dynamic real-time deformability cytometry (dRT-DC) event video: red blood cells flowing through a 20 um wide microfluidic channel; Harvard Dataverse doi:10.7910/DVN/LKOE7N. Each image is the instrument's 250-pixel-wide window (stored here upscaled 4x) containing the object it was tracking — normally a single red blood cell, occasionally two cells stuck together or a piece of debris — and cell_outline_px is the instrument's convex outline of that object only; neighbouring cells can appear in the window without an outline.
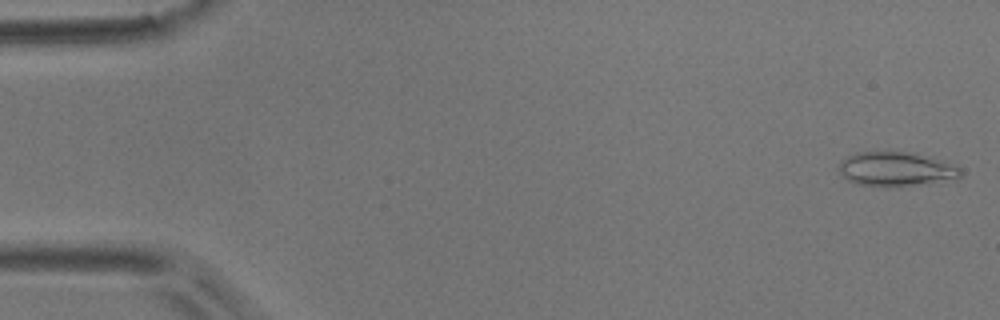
{"species": "common noctule bat (a hibernating species)", "species_latin": "Nyctalus noctula", "temperature_condition": "room temperature", "stored_images_in_passage": 53, "camera_frame_rate_fps": 3000, "um_per_image_px": 0.085, "animal": {"sex": "male", "body_mass_g": 17.9}, "frame": {"image": 1, "passage_image": 1, "time_ms": 0.0, "image_size_px": [1000, 320], "cell_outline_px": [[960, 176], [912, 184], [856, 184], [848, 180], [840, 172], [840, 160], [856, 152], [904, 152], [940, 160], [956, 164], [960, 168]], "centroid_in_image_um": [76.08, 14.32], "position_along_channel_um": 8.9, "area_um2": 22.72}}
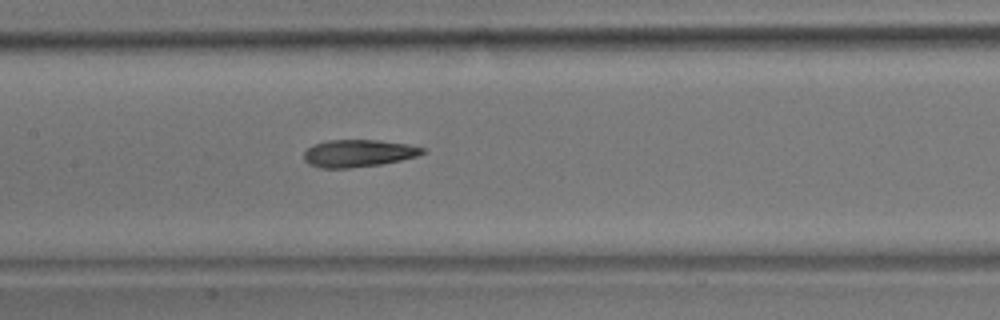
{"frame": {"image": 2, "passage_image": 25, "time_ms": 8.0, "image_size_px": [1000, 320], "cell_outline_px": [[424, 152], [416, 156], [400, 160], [380, 164], [348, 168], [320, 168], [308, 164], [304, 160], [304, 152], [308, 148], [316, 144], [328, 140], [380, 140], [408, 144], [424, 148]], "centroid_in_image_um": [30.43, 13.03], "position_along_channel_um": 177.0, "area_um2": 18.73}}
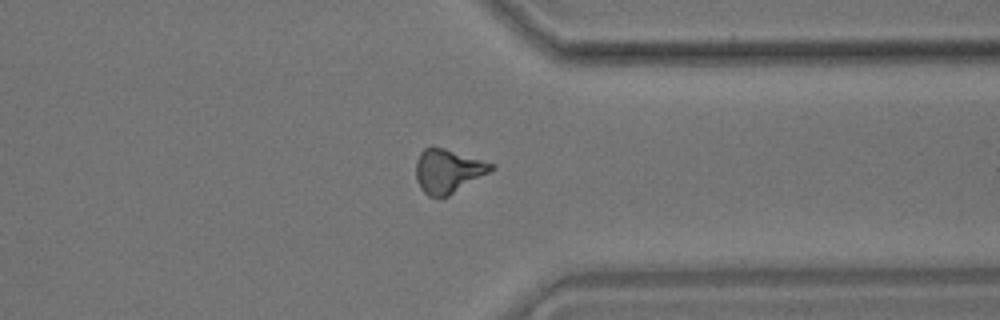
{"frame": {"image": 3, "passage_image": 41, "time_ms": 13.333, "image_size_px": [1000, 320], "cell_outline_px": [[496, 168], [448, 196], [428, 196], [420, 188], [416, 180], [416, 160], [420, 152], [424, 148], [432, 144], [496, 164]], "centroid_in_image_um": [38.06, 14.49], "position_along_channel_um": 373.3, "area_um2": 19.36}, "authors_computed_cell_mechanics": {"area_um2": 19.1896, "velocity_mm_per_s": 3.7411, "shape_relaxation_time_tau1_ms": 5.2265, "shape_relaxation_time_tau2_ms": 2.6717, "deformation_change_tau1": 0.1457, "deformation_change_tau2": 0.1236}}